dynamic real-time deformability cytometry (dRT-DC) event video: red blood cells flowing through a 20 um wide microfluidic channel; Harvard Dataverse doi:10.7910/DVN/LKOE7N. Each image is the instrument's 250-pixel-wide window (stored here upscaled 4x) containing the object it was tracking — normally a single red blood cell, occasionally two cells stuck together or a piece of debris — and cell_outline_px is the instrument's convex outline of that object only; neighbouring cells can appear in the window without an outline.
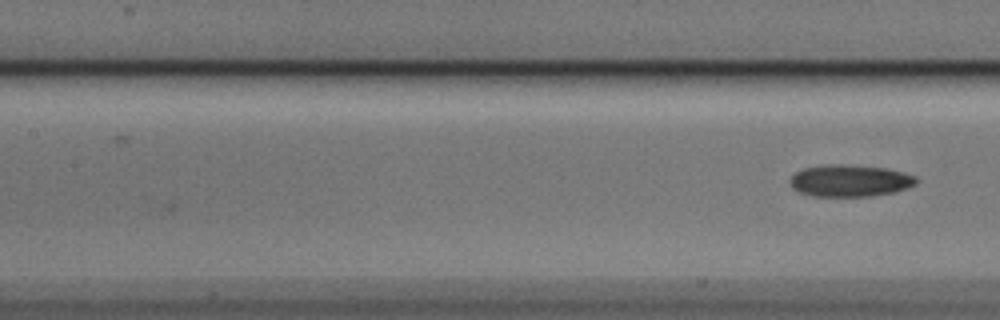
{"species": "Egyptian fruit bat (a non-hibernating species)", "species_latin": "Rousettus aegyptiacus", "temperature_condition": "cold", "stored_images_in_passage": 6, "camera_frame_rate_fps": 3000, "um_per_image_px": 0.085, "animal": {"sex": "male"}, "frame": {"image": 1, "passage_image": 6, "time_ms": 1.667, "image_size_px": [1000, 320], "cell_outline_px": [[920, 180], [916, 184], [908, 188], [896, 192], [872, 196], [812, 196], [800, 192], [792, 188], [788, 184], [788, 180], [796, 172], [804, 168], [824, 164], [840, 164], [884, 168], [904, 172], [916, 176]], "centroid_in_image_um": [72.25, 15.36], "position_along_channel_um": 135.1, "area_um2": 23.76}}